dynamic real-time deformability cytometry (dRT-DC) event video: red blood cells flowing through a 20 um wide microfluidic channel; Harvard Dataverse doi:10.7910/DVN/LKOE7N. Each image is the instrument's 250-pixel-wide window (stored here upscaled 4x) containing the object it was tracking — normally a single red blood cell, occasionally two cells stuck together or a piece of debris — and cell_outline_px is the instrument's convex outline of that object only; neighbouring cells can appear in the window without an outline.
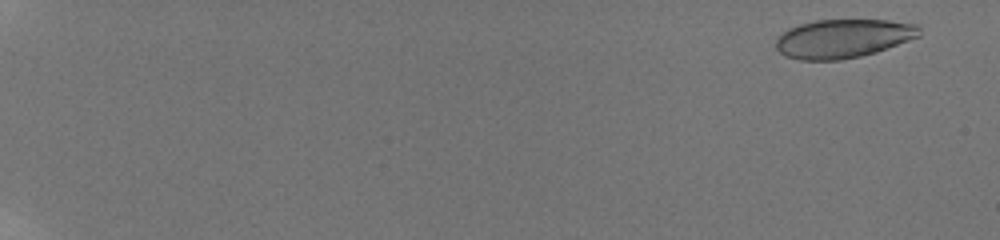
{"species": "human", "species_latin": "Homo sapiens", "temperature_condition": "room temperature", "stored_images_in_passage": 26, "camera_frame_rate_fps": 3000, "um_per_image_px": 0.085, "donor": {"sex": "male"}, "frame": {"image": 1, "passage_image": 3, "time_ms": 0.667, "image_size_px": [1000, 240], "cell_outline_px": [[920, 36], [876, 52], [860, 56], [840, 60], [800, 60], [784, 56], [776, 48], [776, 36], [788, 28], [800, 24], [816, 20], [888, 20], [920, 24]], "centroid_in_image_um": [71.65, 3.27], "position_along_channel_um": 13.3, "area_um2": 32.6}}
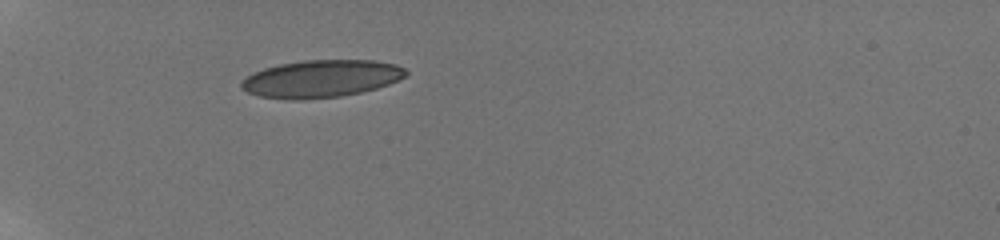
{"frame": {"image": 2, "passage_image": 18, "time_ms": 5.667, "image_size_px": [1000, 240], "cell_outline_px": [[408, 72], [404, 76], [388, 84], [376, 88], [360, 92], [340, 96], [304, 100], [288, 100], [260, 96], [248, 92], [240, 88], [240, 80], [252, 72], [264, 68], [280, 64], [304, 60], [376, 60], [396, 64], [404, 68]], "centroid_in_image_um": [27.24, 6.69], "position_along_channel_um": 57.8, "area_um2": 36.01}}
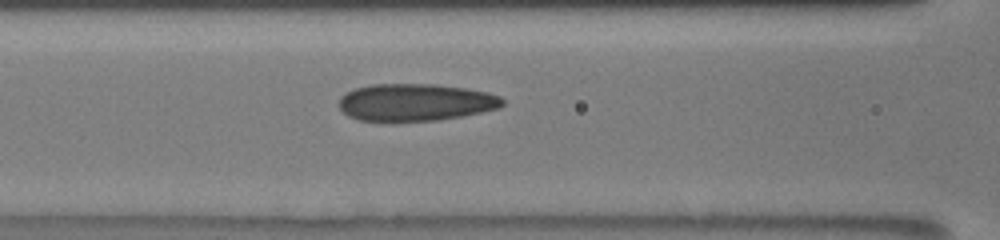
{"frame": {"image": 3, "passage_image": 22, "time_ms": 7.0, "image_size_px": [1000, 240], "cell_outline_px": [[504, 104], [500, 108], [460, 116], [436, 120], [360, 120], [348, 116], [340, 108], [340, 96], [356, 88], [372, 84], [436, 84], [464, 88], [488, 92], [500, 96], [504, 100]], "centroid_in_image_um": [35.34, 8.68], "position_along_channel_um": 131.3, "area_um2": 35.08}}